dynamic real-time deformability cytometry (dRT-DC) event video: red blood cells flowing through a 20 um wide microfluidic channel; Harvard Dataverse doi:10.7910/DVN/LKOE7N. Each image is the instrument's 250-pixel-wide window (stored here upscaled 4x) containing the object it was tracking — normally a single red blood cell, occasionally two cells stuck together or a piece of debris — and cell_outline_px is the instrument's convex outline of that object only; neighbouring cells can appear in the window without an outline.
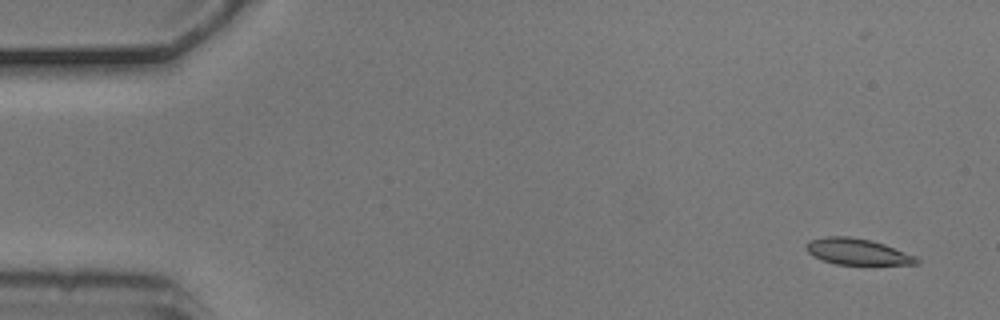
{"species": "common noctule bat (a hibernating species)", "species_latin": "Nyctalus noctula", "temperature_condition": "cold", "stored_images_in_passage": 6, "camera_frame_rate_fps": 3000, "um_per_image_px": 0.085, "animal": {"sex": "male", "body_mass_g": 20.5, "forearm_length_mm": 52.5}, "frame": {"image": 1, "passage_image": 1, "time_ms": 0.0, "image_size_px": [1000, 320], "cell_outline_px": [[920, 264], [836, 264], [812, 256], [804, 248], [808, 240], [828, 236], [848, 236], [872, 240], [884, 244], [916, 256], [920, 260]], "centroid_in_image_um": [72.86, 21.38], "position_along_channel_um": 12.1, "area_um2": 16.82}}
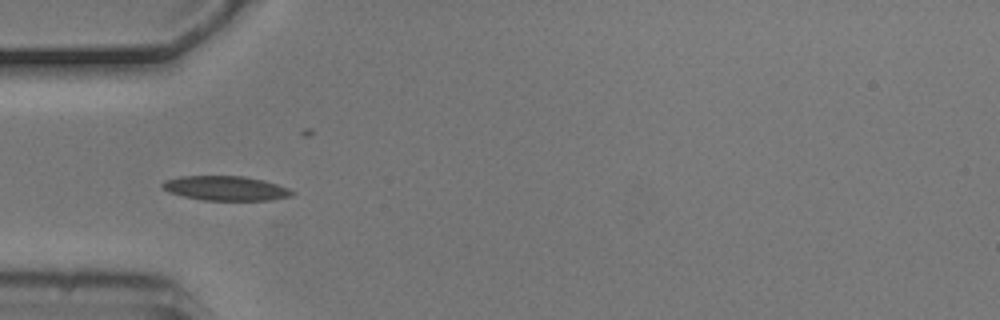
{"frame": {"image": 2, "passage_image": 4, "time_ms": 1.0, "image_size_px": [1000, 320], "cell_outline_px": [[296, 192], [292, 196], [272, 200], [204, 200], [184, 196], [168, 192], [160, 184], [164, 180], [180, 176], [244, 176], [264, 180], [288, 188]], "centroid_in_image_um": [19.19, 16.0], "position_along_channel_um": 65.8, "area_um2": 18.55}}
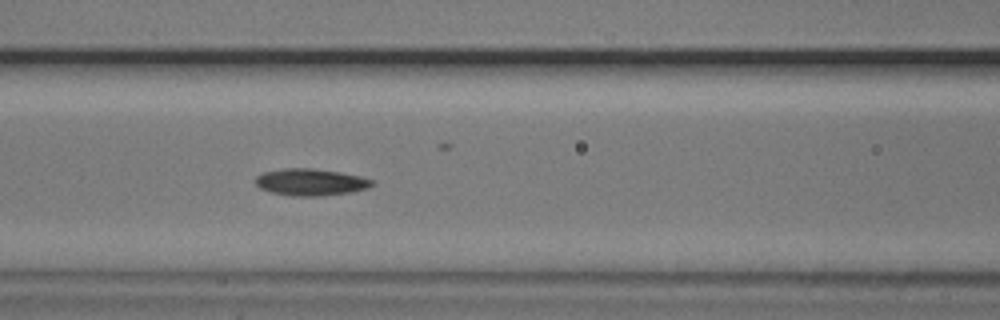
{"frame": {"image": 3, "passage_image": 6, "time_ms": 1.667, "image_size_px": [1000, 320], "cell_outline_px": [[376, 184], [368, 188], [352, 192], [320, 196], [292, 196], [272, 192], [260, 188], [256, 184], [256, 176], [264, 172], [284, 168], [312, 168], [340, 172], [360, 176], [372, 180]], "centroid_in_image_um": [26.43, 15.48], "position_along_channel_um": 140.2, "area_um2": 18.26}}